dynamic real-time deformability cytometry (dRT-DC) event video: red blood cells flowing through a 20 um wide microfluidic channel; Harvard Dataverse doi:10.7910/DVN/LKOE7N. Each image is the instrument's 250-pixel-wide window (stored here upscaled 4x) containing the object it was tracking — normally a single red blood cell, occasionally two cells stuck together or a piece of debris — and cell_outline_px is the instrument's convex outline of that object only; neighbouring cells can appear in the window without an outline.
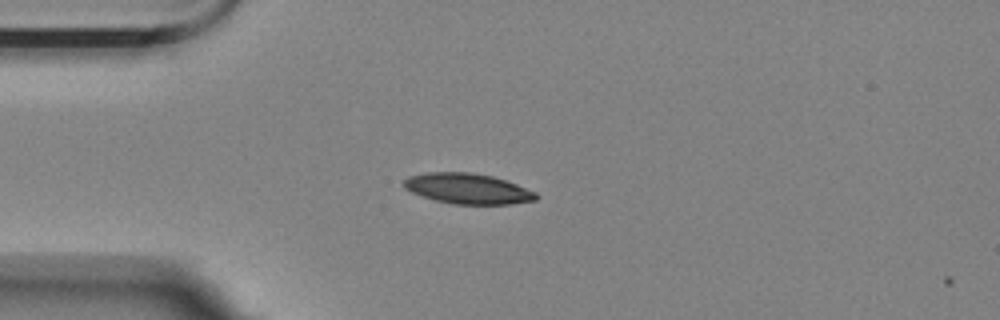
{"species": "Egyptian fruit bat (a non-hibernating species)", "species_latin": "Rousettus aegyptiacus", "temperature_condition": "room temperature", "stored_images_in_passage": 2, "camera_frame_rate_fps": 3000, "um_per_image_px": 0.085, "animal": {"sex": "female"}, "frame": {"image": 1, "passage_image": 1, "time_ms": 0.0, "image_size_px": [1000, 320], "cell_outline_px": [[536, 200], [512, 204], [452, 204], [436, 200], [412, 192], [404, 188], [404, 180], [408, 176], [428, 172], [472, 172], [492, 176], [516, 184], [536, 192]], "centroid_in_image_um": [39.75, 16.03], "position_along_channel_um": 45.3, "area_um2": 23.29}}